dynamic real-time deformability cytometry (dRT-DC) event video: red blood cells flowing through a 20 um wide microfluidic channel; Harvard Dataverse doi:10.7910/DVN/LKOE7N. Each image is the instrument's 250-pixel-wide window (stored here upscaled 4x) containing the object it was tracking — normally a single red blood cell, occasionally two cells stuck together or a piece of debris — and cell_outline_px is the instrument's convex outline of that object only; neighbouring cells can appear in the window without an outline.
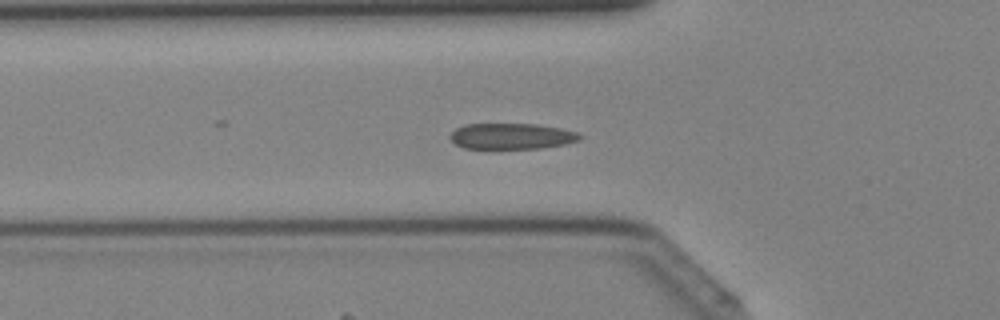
{"species": "Egyptian fruit bat (a non-hibernating species)", "species_latin": "Rousettus aegyptiacus", "temperature_condition": "cold", "stored_images_in_passage": 42, "camera_frame_rate_fps": 3000, "um_per_image_px": 0.085, "animal": {"sex": "female"}, "frame": {"image": 1, "passage_image": 15, "time_ms": 4.667, "image_size_px": [1000, 320], "cell_outline_px": [[584, 136], [580, 140], [564, 144], [540, 148], [464, 148], [456, 144], [448, 136], [456, 128], [464, 124], [536, 124], [560, 128], [576, 132]], "centroid_in_image_um": [43.49, 11.57], "position_along_channel_um": 82.3, "area_um2": 19.48}}
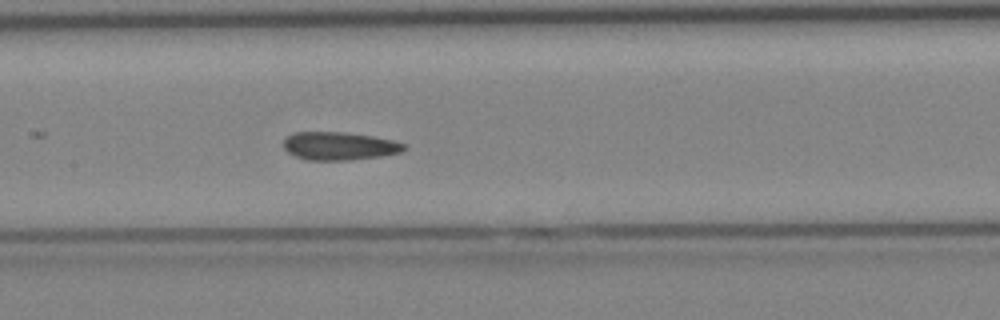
{"frame": {"image": 2, "passage_image": 21, "time_ms": 6.667, "image_size_px": [1000, 320], "cell_outline_px": [[408, 148], [400, 152], [380, 156], [348, 160], [308, 160], [296, 156], [288, 152], [284, 148], [284, 140], [292, 132], [344, 132], [372, 136], [392, 140], [408, 144]], "centroid_in_image_um": [28.86, 12.4], "position_along_channel_um": 178.5, "area_um2": 19.71}}
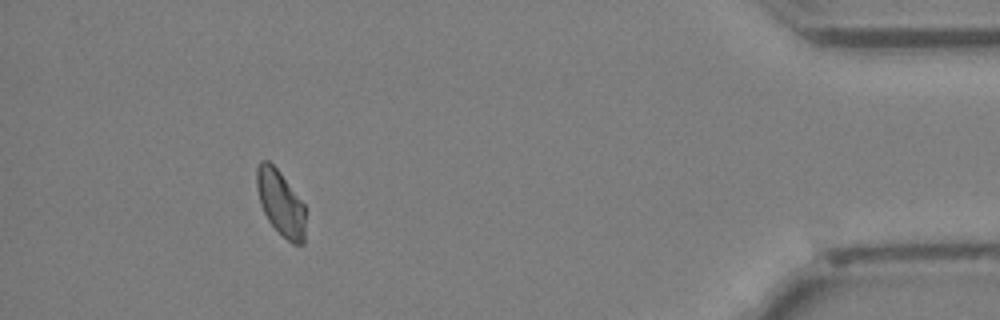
{"frame": {"image": 3, "passage_image": 39, "time_ms": 12.667, "image_size_px": [1000, 320], "cell_outline_px": [[304, 244], [292, 244], [268, 220], [260, 204], [256, 188], [256, 168], [260, 160], [268, 160], [280, 172], [304, 204]], "centroid_in_image_um": [23.82, 17.22], "position_along_channel_um": 411.4, "area_um2": 18.32}}